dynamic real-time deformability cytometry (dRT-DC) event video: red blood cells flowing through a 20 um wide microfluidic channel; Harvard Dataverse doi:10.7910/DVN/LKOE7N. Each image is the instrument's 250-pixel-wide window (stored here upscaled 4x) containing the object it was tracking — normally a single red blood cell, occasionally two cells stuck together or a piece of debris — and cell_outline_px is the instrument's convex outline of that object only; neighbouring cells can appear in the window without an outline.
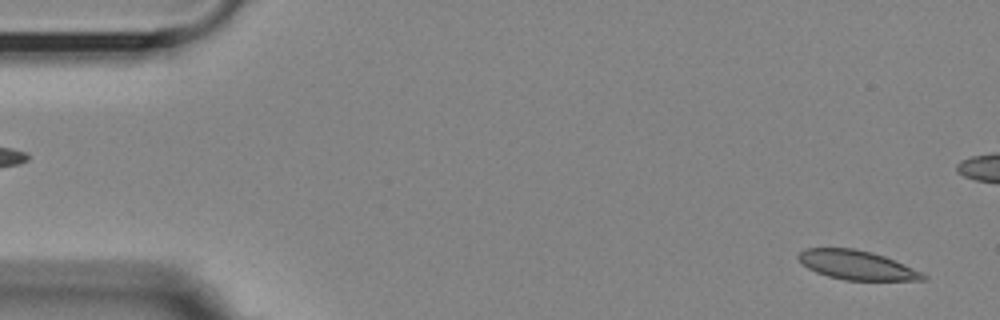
{"species": "Egyptian fruit bat (a non-hibernating species)", "species_latin": "Rousettus aegyptiacus", "temperature_condition": "room temperature", "stored_images_in_passage": 55, "camera_frame_rate_fps": 3000, "um_per_image_px": 0.085, "animal": {"sex": "female"}, "frame": {"image": 1, "passage_image": 2, "time_ms": 0.333, "image_size_px": [1000, 320], "cell_outline_px": [[928, 276], [924, 280], [844, 280], [828, 276], [816, 272], [808, 268], [796, 256], [804, 248], [852, 248], [872, 252], [884, 256], [912, 268]], "centroid_in_image_um": [72.79, 22.53], "position_along_channel_um": 12.2, "area_um2": 20.92}}
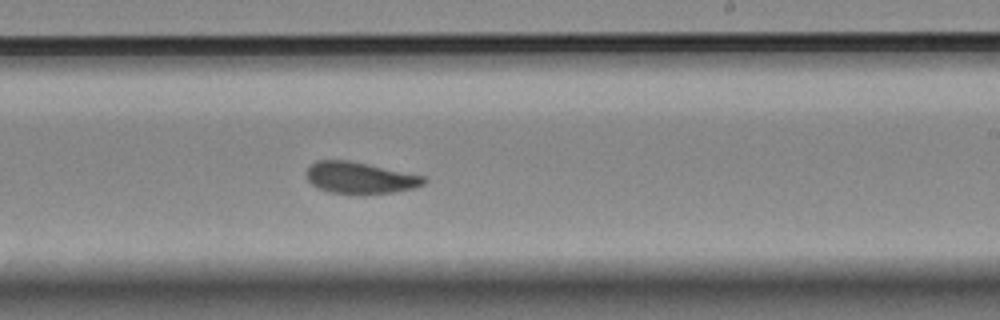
{"frame": {"image": 2, "passage_image": 32, "time_ms": 10.333, "image_size_px": [1000, 320], "cell_outline_px": [[428, 180], [424, 184], [416, 188], [392, 192], [328, 192], [316, 188], [308, 180], [308, 168], [316, 160], [348, 160], [368, 164], [424, 176]], "centroid_in_image_um": [30.61, 15.09], "position_along_channel_um": 258.4, "area_um2": 21.04}}
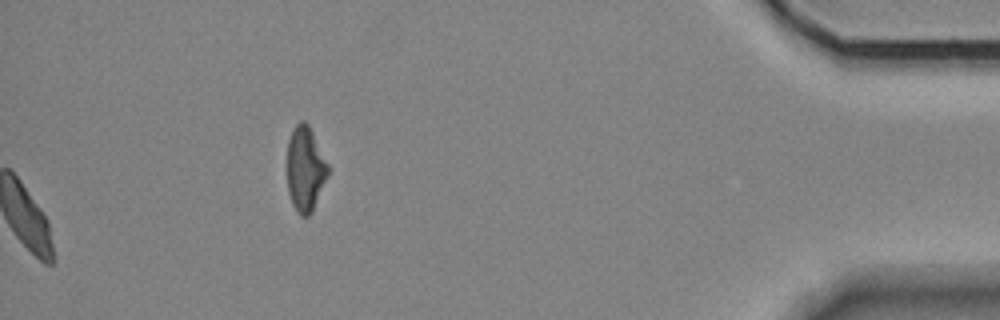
{"frame": {"image": 3, "passage_image": 55, "time_ms": 18.0, "image_size_px": [1000, 320], "cell_outline_px": [[328, 176], [312, 212], [308, 216], [300, 216], [292, 204], [288, 192], [288, 140], [292, 128], [300, 120], [304, 120], [308, 124], [328, 164]], "centroid_in_image_um": [25.94, 14.36], "position_along_channel_um": 409.3, "area_um2": 20.11}, "authors_computed_cell_mechanics": {"area_um2": 21.9062, "velocity_mm_per_s": 3.5949, "shape_relaxation_time_tau1_ms": null, "shape_relaxation_time_tau2_ms": 3.0046, "deformation_change_tau1": null, "deformation_change_tau2": 0.0605}}